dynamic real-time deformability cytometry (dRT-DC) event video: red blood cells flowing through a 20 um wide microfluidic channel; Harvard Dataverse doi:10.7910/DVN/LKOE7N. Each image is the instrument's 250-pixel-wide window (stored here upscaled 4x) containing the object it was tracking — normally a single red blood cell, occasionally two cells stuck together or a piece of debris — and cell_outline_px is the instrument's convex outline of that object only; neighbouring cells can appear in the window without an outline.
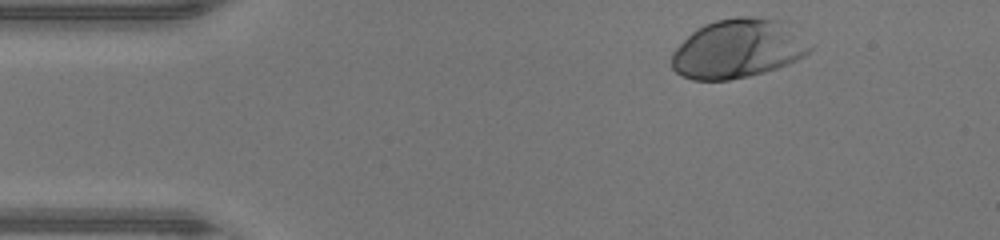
{"species": "human", "species_latin": "Homo sapiens", "temperature_condition": "warm", "stored_images_in_passage": 34, "camera_frame_rate_fps": 3000, "um_per_image_px": 0.085, "donor": {"sex": "male"}, "frame": {"image": 1, "passage_image": 1, "time_ms": 0.0, "image_size_px": [1000, 240], "cell_outline_px": [[812, 48], [804, 56], [796, 60], [776, 68], [764, 72], [748, 76], [728, 80], [692, 80], [676, 72], [672, 68], [672, 52], [696, 28], [704, 24], [716, 20], [736, 16], [752, 16], [792, 20], [812, 44]], "centroid_in_image_um": [62.82, 4.09], "position_along_channel_um": 22.2, "area_um2": 48.49}}
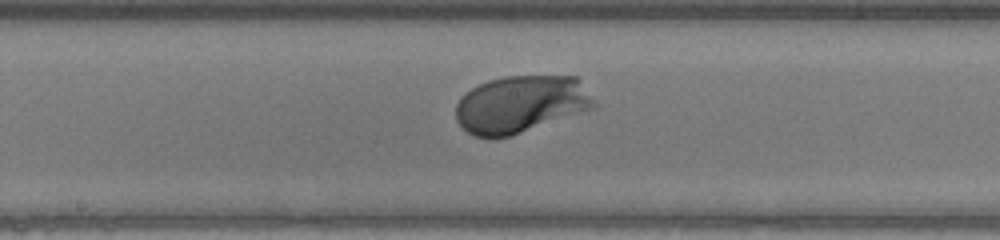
{"frame": {"image": 2, "passage_image": 19, "time_ms": 6.0, "image_size_px": [1000, 240], "cell_outline_px": [[600, 104], [596, 108], [512, 136], [496, 140], [488, 140], [472, 136], [456, 120], [456, 104], [460, 96], [472, 88], [488, 80], [504, 76], [576, 76]], "centroid_in_image_um": [44.28, 8.89], "position_along_channel_um": 203.9, "area_um2": 47.16}}
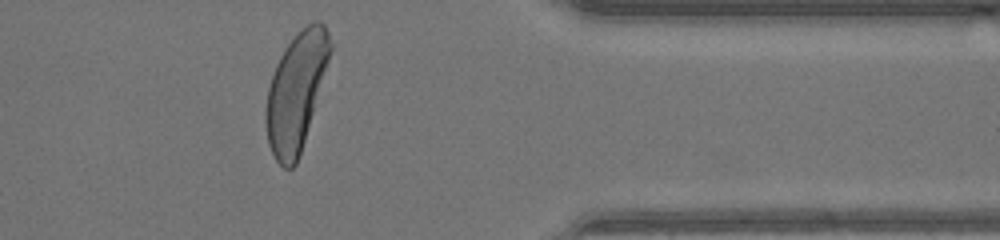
{"frame": {"image": 3, "passage_image": 33, "time_ms": 10.667, "image_size_px": [1000, 240], "cell_outline_px": [[332, 48], [300, 156], [296, 164], [292, 168], [284, 168], [276, 160], [268, 144], [264, 120], [264, 112], [268, 88], [276, 64], [280, 56], [288, 44], [308, 24], [316, 20], [320, 20], [324, 24], [328, 32], [332, 44]], "centroid_in_image_um": [25.15, 7.83], "position_along_channel_um": 386.3, "area_um2": 43.58}, "authors_computed_cell_mechanics": {"area_um2": 44.2748, "velocity_mm_per_s": 4.3242, "shape_relaxation_time_tau1_ms": 1.2719, "shape_relaxation_time_tau2_ms": null, "deformation_change_tau1": 0.1451, "deformation_change_tau2": null}}